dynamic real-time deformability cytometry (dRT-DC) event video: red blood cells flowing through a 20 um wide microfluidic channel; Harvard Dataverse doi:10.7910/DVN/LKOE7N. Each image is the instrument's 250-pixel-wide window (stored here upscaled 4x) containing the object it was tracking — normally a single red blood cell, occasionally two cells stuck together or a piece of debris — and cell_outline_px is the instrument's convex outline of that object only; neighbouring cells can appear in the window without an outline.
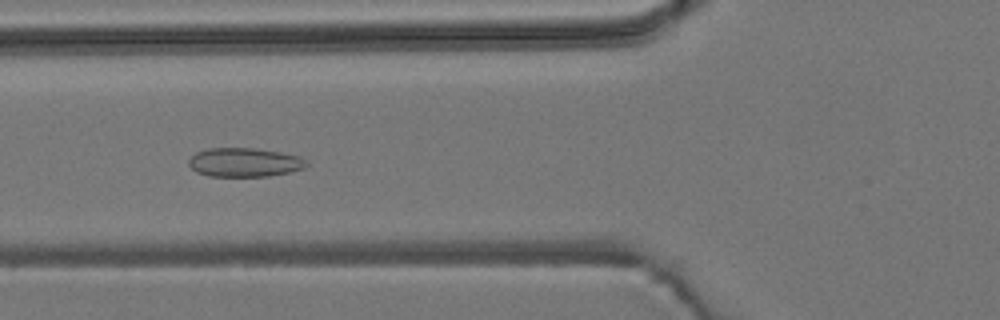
{"species": "common noctule bat (a hibernating species)", "species_latin": "Nyctalus noctula", "temperature_condition": "room temperature", "stored_images_in_passage": 52, "camera_frame_rate_fps": 3000, "um_per_image_px": 0.085, "animal": {"sex": "male", "body_mass_g": 19.2, "forearm_length_mm": 51.8}, "frame": {"image": 1, "passage_image": 19, "time_ms": 6.0, "image_size_px": [1000, 320], "cell_outline_px": [[308, 164], [304, 168], [288, 172], [268, 176], [208, 176], [196, 172], [188, 164], [188, 160], [196, 152], [208, 148], [256, 148], [280, 152], [300, 156], [308, 160]], "centroid_in_image_um": [20.78, 13.79], "position_along_channel_um": 105.0, "area_um2": 19.94}}
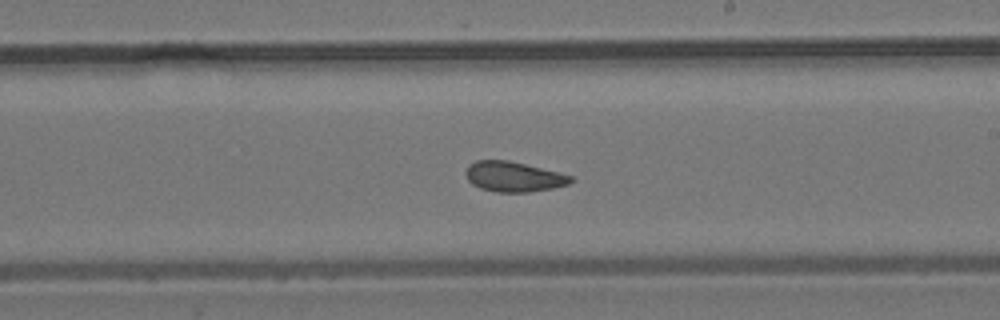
{"frame": {"image": 2, "passage_image": 30, "time_ms": 9.667, "image_size_px": [1000, 320], "cell_outline_px": [[576, 180], [568, 184], [552, 188], [528, 192], [496, 192], [480, 188], [472, 184], [468, 180], [464, 172], [468, 164], [476, 160], [508, 160], [560, 172], [572, 176]], "centroid_in_image_um": [43.65, 15.01], "position_along_channel_um": 245.4, "area_um2": 18.61}}
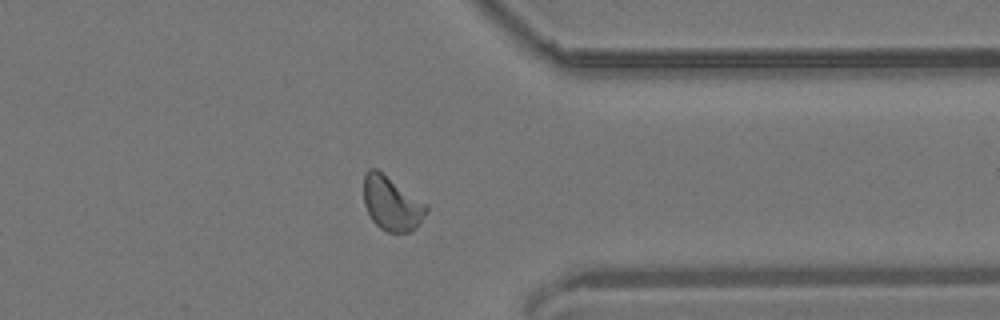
{"frame": {"image": 3, "passage_image": 41, "time_ms": 13.333, "image_size_px": [1000, 320], "cell_outline_px": [[428, 208], [416, 228], [412, 232], [388, 232], [380, 228], [372, 220], [364, 204], [364, 176], [368, 168], [376, 168], [424, 204]], "centroid_in_image_um": [33.24, 17.31], "position_along_channel_um": 378.2, "area_um2": 19.13}, "authors_computed_cell_mechanics": {"area_um2": 19.1896, "velocity_mm_per_s": 3.8208, "shape_relaxation_time_tau1_ms": null, "shape_relaxation_time_tau2_ms": 1.6006, "deformation_change_tau1": null, "deformation_change_tau2": 0.0733}}